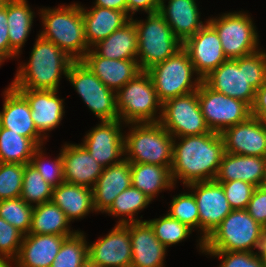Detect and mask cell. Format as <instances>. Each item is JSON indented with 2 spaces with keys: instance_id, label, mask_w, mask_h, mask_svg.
Listing matches in <instances>:
<instances>
[{
  "instance_id": "6da1fadb",
  "label": "cell",
  "mask_w": 266,
  "mask_h": 267,
  "mask_svg": "<svg viewBox=\"0 0 266 267\" xmlns=\"http://www.w3.org/2000/svg\"><path fill=\"white\" fill-rule=\"evenodd\" d=\"M224 153L220 133L174 138L171 176L175 186L177 181L185 187L194 182L215 180Z\"/></svg>"
},
{
  "instance_id": "7a4b0ae2",
  "label": "cell",
  "mask_w": 266,
  "mask_h": 267,
  "mask_svg": "<svg viewBox=\"0 0 266 267\" xmlns=\"http://www.w3.org/2000/svg\"><path fill=\"white\" fill-rule=\"evenodd\" d=\"M202 81L212 90L242 100L252 107L256 90L266 82V50L227 59Z\"/></svg>"
},
{
  "instance_id": "3957f363",
  "label": "cell",
  "mask_w": 266,
  "mask_h": 267,
  "mask_svg": "<svg viewBox=\"0 0 266 267\" xmlns=\"http://www.w3.org/2000/svg\"><path fill=\"white\" fill-rule=\"evenodd\" d=\"M30 53L28 62L19 64L12 80L16 90H59L60 80L67 76L74 61L56 44L39 34Z\"/></svg>"
},
{
  "instance_id": "277c9868",
  "label": "cell",
  "mask_w": 266,
  "mask_h": 267,
  "mask_svg": "<svg viewBox=\"0 0 266 267\" xmlns=\"http://www.w3.org/2000/svg\"><path fill=\"white\" fill-rule=\"evenodd\" d=\"M38 14L43 25L39 35L56 44L74 61L81 60L90 49L85 38L81 4L44 7Z\"/></svg>"
},
{
  "instance_id": "5b68a950",
  "label": "cell",
  "mask_w": 266,
  "mask_h": 267,
  "mask_svg": "<svg viewBox=\"0 0 266 267\" xmlns=\"http://www.w3.org/2000/svg\"><path fill=\"white\" fill-rule=\"evenodd\" d=\"M125 126L129 131L124 132V159L130 163L172 166L174 137L159 122Z\"/></svg>"
},
{
  "instance_id": "8992f818",
  "label": "cell",
  "mask_w": 266,
  "mask_h": 267,
  "mask_svg": "<svg viewBox=\"0 0 266 267\" xmlns=\"http://www.w3.org/2000/svg\"><path fill=\"white\" fill-rule=\"evenodd\" d=\"M131 19L137 30V61L141 71L149 70L182 48V42L159 12L147 14L145 21Z\"/></svg>"
},
{
  "instance_id": "52a82bcc",
  "label": "cell",
  "mask_w": 266,
  "mask_h": 267,
  "mask_svg": "<svg viewBox=\"0 0 266 267\" xmlns=\"http://www.w3.org/2000/svg\"><path fill=\"white\" fill-rule=\"evenodd\" d=\"M116 107L124 124L160 121L162 103L147 71H141L116 92Z\"/></svg>"
},
{
  "instance_id": "ba28073f",
  "label": "cell",
  "mask_w": 266,
  "mask_h": 267,
  "mask_svg": "<svg viewBox=\"0 0 266 267\" xmlns=\"http://www.w3.org/2000/svg\"><path fill=\"white\" fill-rule=\"evenodd\" d=\"M263 231L245 209L232 210L203 242V251L258 252Z\"/></svg>"
},
{
  "instance_id": "9c48e42d",
  "label": "cell",
  "mask_w": 266,
  "mask_h": 267,
  "mask_svg": "<svg viewBox=\"0 0 266 267\" xmlns=\"http://www.w3.org/2000/svg\"><path fill=\"white\" fill-rule=\"evenodd\" d=\"M147 72L162 104L171 98L197 91L202 82V78L195 72L183 48L165 61L151 67Z\"/></svg>"
},
{
  "instance_id": "30bf717a",
  "label": "cell",
  "mask_w": 266,
  "mask_h": 267,
  "mask_svg": "<svg viewBox=\"0 0 266 267\" xmlns=\"http://www.w3.org/2000/svg\"><path fill=\"white\" fill-rule=\"evenodd\" d=\"M208 22L217 31L227 59L234 60L261 49L256 25L247 12L227 11L219 17L208 18Z\"/></svg>"
},
{
  "instance_id": "8fae6325",
  "label": "cell",
  "mask_w": 266,
  "mask_h": 267,
  "mask_svg": "<svg viewBox=\"0 0 266 267\" xmlns=\"http://www.w3.org/2000/svg\"><path fill=\"white\" fill-rule=\"evenodd\" d=\"M66 79L100 121L119 119L116 92L106 87L81 60L71 63Z\"/></svg>"
},
{
  "instance_id": "7c38bea8",
  "label": "cell",
  "mask_w": 266,
  "mask_h": 267,
  "mask_svg": "<svg viewBox=\"0 0 266 267\" xmlns=\"http://www.w3.org/2000/svg\"><path fill=\"white\" fill-rule=\"evenodd\" d=\"M159 123L174 138L212 132L202 115L197 91L165 101Z\"/></svg>"
},
{
  "instance_id": "4fadbf2b",
  "label": "cell",
  "mask_w": 266,
  "mask_h": 267,
  "mask_svg": "<svg viewBox=\"0 0 266 267\" xmlns=\"http://www.w3.org/2000/svg\"><path fill=\"white\" fill-rule=\"evenodd\" d=\"M197 94L202 115L212 132L221 134L225 129L252 116L251 107L247 103L216 92L203 81L200 83Z\"/></svg>"
},
{
  "instance_id": "5bb4252c",
  "label": "cell",
  "mask_w": 266,
  "mask_h": 267,
  "mask_svg": "<svg viewBox=\"0 0 266 267\" xmlns=\"http://www.w3.org/2000/svg\"><path fill=\"white\" fill-rule=\"evenodd\" d=\"M192 190L199 211V231L197 249L203 253V242L233 210L226 198L222 185L215 180L194 182L186 185Z\"/></svg>"
},
{
  "instance_id": "9a60e30c",
  "label": "cell",
  "mask_w": 266,
  "mask_h": 267,
  "mask_svg": "<svg viewBox=\"0 0 266 267\" xmlns=\"http://www.w3.org/2000/svg\"><path fill=\"white\" fill-rule=\"evenodd\" d=\"M122 127H124V123L120 119L100 121L99 124L88 130L89 132L87 131L81 144L103 167L120 163L124 159Z\"/></svg>"
},
{
  "instance_id": "2e32d148",
  "label": "cell",
  "mask_w": 266,
  "mask_h": 267,
  "mask_svg": "<svg viewBox=\"0 0 266 267\" xmlns=\"http://www.w3.org/2000/svg\"><path fill=\"white\" fill-rule=\"evenodd\" d=\"M182 48L187 52L195 72L202 79L227 60L219 35L209 22L186 39Z\"/></svg>"
},
{
  "instance_id": "e0dca14e",
  "label": "cell",
  "mask_w": 266,
  "mask_h": 267,
  "mask_svg": "<svg viewBox=\"0 0 266 267\" xmlns=\"http://www.w3.org/2000/svg\"><path fill=\"white\" fill-rule=\"evenodd\" d=\"M88 257L105 267H131L132 251L129 223L115 224L105 236L88 242Z\"/></svg>"
},
{
  "instance_id": "ac0fdd59",
  "label": "cell",
  "mask_w": 266,
  "mask_h": 267,
  "mask_svg": "<svg viewBox=\"0 0 266 267\" xmlns=\"http://www.w3.org/2000/svg\"><path fill=\"white\" fill-rule=\"evenodd\" d=\"M3 97L0 126L30 138L38 147L45 144L43 141L46 139L38 132L31 118V109L27 100L12 87V82L5 88Z\"/></svg>"
},
{
  "instance_id": "d6986e66",
  "label": "cell",
  "mask_w": 266,
  "mask_h": 267,
  "mask_svg": "<svg viewBox=\"0 0 266 267\" xmlns=\"http://www.w3.org/2000/svg\"><path fill=\"white\" fill-rule=\"evenodd\" d=\"M221 136L227 153L266 157V127L254 116L225 129Z\"/></svg>"
},
{
  "instance_id": "ffe728a7",
  "label": "cell",
  "mask_w": 266,
  "mask_h": 267,
  "mask_svg": "<svg viewBox=\"0 0 266 267\" xmlns=\"http://www.w3.org/2000/svg\"><path fill=\"white\" fill-rule=\"evenodd\" d=\"M28 102L31 118L38 132L47 140L65 116L64 99L55 90H17ZM48 132V133H47Z\"/></svg>"
},
{
  "instance_id": "44dd1931",
  "label": "cell",
  "mask_w": 266,
  "mask_h": 267,
  "mask_svg": "<svg viewBox=\"0 0 266 267\" xmlns=\"http://www.w3.org/2000/svg\"><path fill=\"white\" fill-rule=\"evenodd\" d=\"M61 148L65 182L93 188L104 167L81 143L65 142Z\"/></svg>"
},
{
  "instance_id": "7402d4cb",
  "label": "cell",
  "mask_w": 266,
  "mask_h": 267,
  "mask_svg": "<svg viewBox=\"0 0 266 267\" xmlns=\"http://www.w3.org/2000/svg\"><path fill=\"white\" fill-rule=\"evenodd\" d=\"M129 233L132 251L131 267H165L167 248L156 238L146 220L130 222Z\"/></svg>"
},
{
  "instance_id": "603a6c76",
  "label": "cell",
  "mask_w": 266,
  "mask_h": 267,
  "mask_svg": "<svg viewBox=\"0 0 266 267\" xmlns=\"http://www.w3.org/2000/svg\"><path fill=\"white\" fill-rule=\"evenodd\" d=\"M67 237L69 236L30 233L24 235L19 254L10 267H51Z\"/></svg>"
},
{
  "instance_id": "cb8c5ba5",
  "label": "cell",
  "mask_w": 266,
  "mask_h": 267,
  "mask_svg": "<svg viewBox=\"0 0 266 267\" xmlns=\"http://www.w3.org/2000/svg\"><path fill=\"white\" fill-rule=\"evenodd\" d=\"M81 61L106 87L115 92L141 72L137 60H110L98 56L91 48Z\"/></svg>"
},
{
  "instance_id": "d4e9b609",
  "label": "cell",
  "mask_w": 266,
  "mask_h": 267,
  "mask_svg": "<svg viewBox=\"0 0 266 267\" xmlns=\"http://www.w3.org/2000/svg\"><path fill=\"white\" fill-rule=\"evenodd\" d=\"M131 185V163L129 161L123 159L120 163L104 167L92 188L96 213H105L115 198Z\"/></svg>"
},
{
  "instance_id": "484cf974",
  "label": "cell",
  "mask_w": 266,
  "mask_h": 267,
  "mask_svg": "<svg viewBox=\"0 0 266 267\" xmlns=\"http://www.w3.org/2000/svg\"><path fill=\"white\" fill-rule=\"evenodd\" d=\"M166 1H168L167 5ZM158 12L182 43L208 22L207 19L204 22L200 20L202 13L196 0H160Z\"/></svg>"
},
{
  "instance_id": "4316f807",
  "label": "cell",
  "mask_w": 266,
  "mask_h": 267,
  "mask_svg": "<svg viewBox=\"0 0 266 267\" xmlns=\"http://www.w3.org/2000/svg\"><path fill=\"white\" fill-rule=\"evenodd\" d=\"M86 8L81 5L85 38L91 48L125 25L131 18L124 12L99 6Z\"/></svg>"
},
{
  "instance_id": "83f0119b",
  "label": "cell",
  "mask_w": 266,
  "mask_h": 267,
  "mask_svg": "<svg viewBox=\"0 0 266 267\" xmlns=\"http://www.w3.org/2000/svg\"><path fill=\"white\" fill-rule=\"evenodd\" d=\"M265 157L236 155L225 152L215 181L242 180L258 187L264 179Z\"/></svg>"
},
{
  "instance_id": "f1b7e54d",
  "label": "cell",
  "mask_w": 266,
  "mask_h": 267,
  "mask_svg": "<svg viewBox=\"0 0 266 267\" xmlns=\"http://www.w3.org/2000/svg\"><path fill=\"white\" fill-rule=\"evenodd\" d=\"M51 201L56 204L71 222L96 212L92 188L63 182L53 188Z\"/></svg>"
},
{
  "instance_id": "f546056e",
  "label": "cell",
  "mask_w": 266,
  "mask_h": 267,
  "mask_svg": "<svg viewBox=\"0 0 266 267\" xmlns=\"http://www.w3.org/2000/svg\"><path fill=\"white\" fill-rule=\"evenodd\" d=\"M91 49L110 60H137V30L132 19L107 38L97 42Z\"/></svg>"
},
{
  "instance_id": "4dcf8cb0",
  "label": "cell",
  "mask_w": 266,
  "mask_h": 267,
  "mask_svg": "<svg viewBox=\"0 0 266 267\" xmlns=\"http://www.w3.org/2000/svg\"><path fill=\"white\" fill-rule=\"evenodd\" d=\"M27 0H7V24L10 43V59L19 58L35 18V12Z\"/></svg>"
},
{
  "instance_id": "1f68e13d",
  "label": "cell",
  "mask_w": 266,
  "mask_h": 267,
  "mask_svg": "<svg viewBox=\"0 0 266 267\" xmlns=\"http://www.w3.org/2000/svg\"><path fill=\"white\" fill-rule=\"evenodd\" d=\"M131 183L152 201L165 190L175 189L171 166L131 163Z\"/></svg>"
},
{
  "instance_id": "d6a6232c",
  "label": "cell",
  "mask_w": 266,
  "mask_h": 267,
  "mask_svg": "<svg viewBox=\"0 0 266 267\" xmlns=\"http://www.w3.org/2000/svg\"><path fill=\"white\" fill-rule=\"evenodd\" d=\"M71 222L65 213L52 201L33 207L30 234L72 236L78 230H71Z\"/></svg>"
},
{
  "instance_id": "836d02e7",
  "label": "cell",
  "mask_w": 266,
  "mask_h": 267,
  "mask_svg": "<svg viewBox=\"0 0 266 267\" xmlns=\"http://www.w3.org/2000/svg\"><path fill=\"white\" fill-rule=\"evenodd\" d=\"M152 200L139 189L132 185L122 191L113 201L111 207L105 212L108 216L119 217L117 224H126L130 222H141L135 217L139 211L144 210Z\"/></svg>"
},
{
  "instance_id": "e575fe53",
  "label": "cell",
  "mask_w": 266,
  "mask_h": 267,
  "mask_svg": "<svg viewBox=\"0 0 266 267\" xmlns=\"http://www.w3.org/2000/svg\"><path fill=\"white\" fill-rule=\"evenodd\" d=\"M38 146L30 139L11 129L0 126V162L28 164Z\"/></svg>"
},
{
  "instance_id": "d590c367",
  "label": "cell",
  "mask_w": 266,
  "mask_h": 267,
  "mask_svg": "<svg viewBox=\"0 0 266 267\" xmlns=\"http://www.w3.org/2000/svg\"><path fill=\"white\" fill-rule=\"evenodd\" d=\"M53 186L46 182L30 163L25 164L21 198L33 207L52 199Z\"/></svg>"
},
{
  "instance_id": "8d00e7d4",
  "label": "cell",
  "mask_w": 266,
  "mask_h": 267,
  "mask_svg": "<svg viewBox=\"0 0 266 267\" xmlns=\"http://www.w3.org/2000/svg\"><path fill=\"white\" fill-rule=\"evenodd\" d=\"M88 258V241L83 231L67 237L56 255L51 267H81Z\"/></svg>"
},
{
  "instance_id": "74e56055",
  "label": "cell",
  "mask_w": 266,
  "mask_h": 267,
  "mask_svg": "<svg viewBox=\"0 0 266 267\" xmlns=\"http://www.w3.org/2000/svg\"><path fill=\"white\" fill-rule=\"evenodd\" d=\"M146 221L152 227L156 238L167 249L172 245L185 241L193 232L186 224L171 218L167 213L159 218Z\"/></svg>"
},
{
  "instance_id": "f35d334b",
  "label": "cell",
  "mask_w": 266,
  "mask_h": 267,
  "mask_svg": "<svg viewBox=\"0 0 266 267\" xmlns=\"http://www.w3.org/2000/svg\"><path fill=\"white\" fill-rule=\"evenodd\" d=\"M33 206L21 197L0 200V217L14 226L23 235L29 234Z\"/></svg>"
},
{
  "instance_id": "ab89813d",
  "label": "cell",
  "mask_w": 266,
  "mask_h": 267,
  "mask_svg": "<svg viewBox=\"0 0 266 267\" xmlns=\"http://www.w3.org/2000/svg\"><path fill=\"white\" fill-rule=\"evenodd\" d=\"M168 210L167 214L171 218L177 219L193 231L198 230L199 232V211L191 190L173 196Z\"/></svg>"
},
{
  "instance_id": "60d3db41",
  "label": "cell",
  "mask_w": 266,
  "mask_h": 267,
  "mask_svg": "<svg viewBox=\"0 0 266 267\" xmlns=\"http://www.w3.org/2000/svg\"><path fill=\"white\" fill-rule=\"evenodd\" d=\"M46 156L47 155L43 150V145L39 146L35 150L30 164L34 166V168L41 174L46 182H48L53 187H57L59 184L65 182L62 149L53 161L48 157L46 158Z\"/></svg>"
},
{
  "instance_id": "b9f144b4",
  "label": "cell",
  "mask_w": 266,
  "mask_h": 267,
  "mask_svg": "<svg viewBox=\"0 0 266 267\" xmlns=\"http://www.w3.org/2000/svg\"><path fill=\"white\" fill-rule=\"evenodd\" d=\"M24 167V164L0 162V200L21 196Z\"/></svg>"
},
{
  "instance_id": "7bdbcfd3",
  "label": "cell",
  "mask_w": 266,
  "mask_h": 267,
  "mask_svg": "<svg viewBox=\"0 0 266 267\" xmlns=\"http://www.w3.org/2000/svg\"><path fill=\"white\" fill-rule=\"evenodd\" d=\"M203 253L220 259L218 267H266L258 252L203 251Z\"/></svg>"
},
{
  "instance_id": "ee69618b",
  "label": "cell",
  "mask_w": 266,
  "mask_h": 267,
  "mask_svg": "<svg viewBox=\"0 0 266 267\" xmlns=\"http://www.w3.org/2000/svg\"><path fill=\"white\" fill-rule=\"evenodd\" d=\"M23 236L19 230L0 217V256L9 264L17 258Z\"/></svg>"
},
{
  "instance_id": "f6af8a7d",
  "label": "cell",
  "mask_w": 266,
  "mask_h": 267,
  "mask_svg": "<svg viewBox=\"0 0 266 267\" xmlns=\"http://www.w3.org/2000/svg\"><path fill=\"white\" fill-rule=\"evenodd\" d=\"M224 189L226 198L233 210L246 209L255 186L242 180L216 181Z\"/></svg>"
},
{
  "instance_id": "bcb514c9",
  "label": "cell",
  "mask_w": 266,
  "mask_h": 267,
  "mask_svg": "<svg viewBox=\"0 0 266 267\" xmlns=\"http://www.w3.org/2000/svg\"><path fill=\"white\" fill-rule=\"evenodd\" d=\"M249 215L261 226L266 228V188L258 186L245 209Z\"/></svg>"
},
{
  "instance_id": "7dc6e473",
  "label": "cell",
  "mask_w": 266,
  "mask_h": 267,
  "mask_svg": "<svg viewBox=\"0 0 266 267\" xmlns=\"http://www.w3.org/2000/svg\"><path fill=\"white\" fill-rule=\"evenodd\" d=\"M0 55L6 60L10 58V43L7 24V0L0 6Z\"/></svg>"
},
{
  "instance_id": "c3c4849f",
  "label": "cell",
  "mask_w": 266,
  "mask_h": 267,
  "mask_svg": "<svg viewBox=\"0 0 266 267\" xmlns=\"http://www.w3.org/2000/svg\"><path fill=\"white\" fill-rule=\"evenodd\" d=\"M159 7L160 0H127V15L133 18L138 11L147 14L156 13Z\"/></svg>"
},
{
  "instance_id": "681fc988",
  "label": "cell",
  "mask_w": 266,
  "mask_h": 267,
  "mask_svg": "<svg viewBox=\"0 0 266 267\" xmlns=\"http://www.w3.org/2000/svg\"><path fill=\"white\" fill-rule=\"evenodd\" d=\"M251 115L266 127V82L256 90L255 100L251 107Z\"/></svg>"
},
{
  "instance_id": "f907efd6",
  "label": "cell",
  "mask_w": 266,
  "mask_h": 267,
  "mask_svg": "<svg viewBox=\"0 0 266 267\" xmlns=\"http://www.w3.org/2000/svg\"><path fill=\"white\" fill-rule=\"evenodd\" d=\"M94 6L124 11L127 14V0H95Z\"/></svg>"
},
{
  "instance_id": "816d5d0a",
  "label": "cell",
  "mask_w": 266,
  "mask_h": 267,
  "mask_svg": "<svg viewBox=\"0 0 266 267\" xmlns=\"http://www.w3.org/2000/svg\"><path fill=\"white\" fill-rule=\"evenodd\" d=\"M258 253L261 257V260L266 265V228H264L263 231L262 241Z\"/></svg>"
},
{
  "instance_id": "f5cc1de1",
  "label": "cell",
  "mask_w": 266,
  "mask_h": 267,
  "mask_svg": "<svg viewBox=\"0 0 266 267\" xmlns=\"http://www.w3.org/2000/svg\"><path fill=\"white\" fill-rule=\"evenodd\" d=\"M81 267H105L93 262L89 257L83 262Z\"/></svg>"
},
{
  "instance_id": "db71d44e",
  "label": "cell",
  "mask_w": 266,
  "mask_h": 267,
  "mask_svg": "<svg viewBox=\"0 0 266 267\" xmlns=\"http://www.w3.org/2000/svg\"><path fill=\"white\" fill-rule=\"evenodd\" d=\"M0 267H10V264L0 256Z\"/></svg>"
},
{
  "instance_id": "11a10c76",
  "label": "cell",
  "mask_w": 266,
  "mask_h": 267,
  "mask_svg": "<svg viewBox=\"0 0 266 267\" xmlns=\"http://www.w3.org/2000/svg\"><path fill=\"white\" fill-rule=\"evenodd\" d=\"M262 186L266 188V157H265L264 179L262 182Z\"/></svg>"
},
{
  "instance_id": "9f6ffc18",
  "label": "cell",
  "mask_w": 266,
  "mask_h": 267,
  "mask_svg": "<svg viewBox=\"0 0 266 267\" xmlns=\"http://www.w3.org/2000/svg\"><path fill=\"white\" fill-rule=\"evenodd\" d=\"M6 60L0 55V67L3 64V62H5Z\"/></svg>"
},
{
  "instance_id": "6f0895ef",
  "label": "cell",
  "mask_w": 266,
  "mask_h": 267,
  "mask_svg": "<svg viewBox=\"0 0 266 267\" xmlns=\"http://www.w3.org/2000/svg\"><path fill=\"white\" fill-rule=\"evenodd\" d=\"M5 0H0V6L3 5Z\"/></svg>"
}]
</instances>
